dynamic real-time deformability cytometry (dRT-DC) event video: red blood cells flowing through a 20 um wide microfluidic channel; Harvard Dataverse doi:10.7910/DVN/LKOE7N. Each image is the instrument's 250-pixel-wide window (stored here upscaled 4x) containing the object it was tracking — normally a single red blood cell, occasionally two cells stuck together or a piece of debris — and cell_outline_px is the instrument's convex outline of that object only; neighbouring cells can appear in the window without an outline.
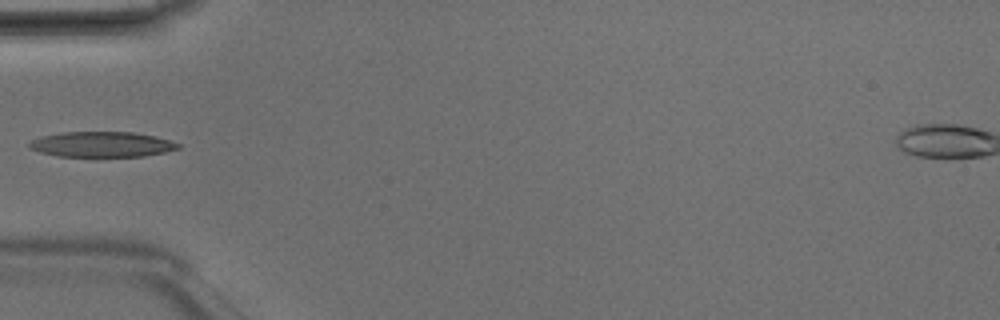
{"species": "Egyptian fruit bat (a non-hibernating species)", "species_latin": "Rousettus aegyptiacus", "temperature_condition": "room temperature", "stored_images_in_passage": 3, "camera_frame_rate_fps": 3000, "um_per_image_px": 0.085, "animal": {"sex": "male"}, "frame": {"image": 1, "passage_image": 3, "time_ms": 0.667, "image_size_px": [1000, 320], "cell_outline_px": [[180, 148], [164, 152], [144, 156], [56, 156], [40, 152], [28, 148], [28, 144], [32, 140], [40, 136], [64, 132], [132, 132], [156, 136], [180, 144]], "centroid_in_image_um": [8.63, 12.27], "position_along_channel_um": 76.4, "area_um2": 21.91}}